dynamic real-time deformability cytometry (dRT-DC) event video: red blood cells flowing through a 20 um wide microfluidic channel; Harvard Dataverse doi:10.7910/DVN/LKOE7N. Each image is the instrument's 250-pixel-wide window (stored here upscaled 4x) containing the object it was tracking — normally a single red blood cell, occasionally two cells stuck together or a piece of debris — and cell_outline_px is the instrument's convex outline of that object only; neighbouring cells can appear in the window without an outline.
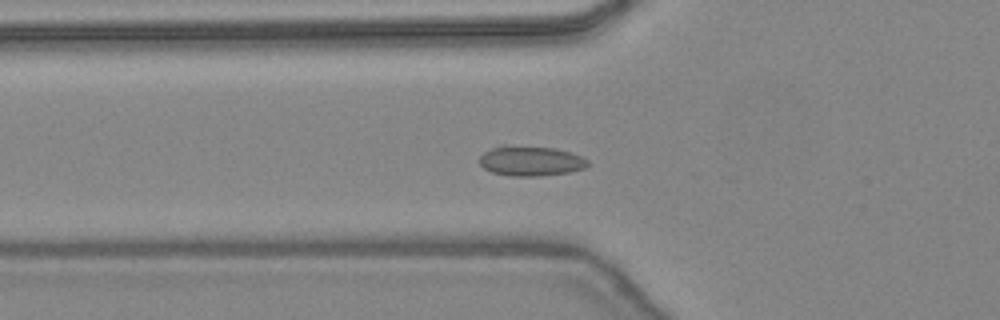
{"species": "common noctule bat (a hibernating species)", "species_latin": "Nyctalus noctula", "temperature_condition": "warm", "stored_images_in_passage": 6, "camera_frame_rate_fps": 3000, "um_per_image_px": 0.085, "animal": {"sex": "female", "body_mass_g": 24.6, "forearm_length_mm": 56.2}, "frame": {"image": 1, "passage_image": 2, "time_ms": 0.333, "image_size_px": [1000, 320], "cell_outline_px": [[588, 164], [584, 168], [568, 172], [540, 176], [512, 176], [492, 172], [484, 168], [480, 164], [480, 156], [484, 152], [492, 148], [504, 144], [556, 148], [572, 152], [588, 160]], "centroid_in_image_um": [45.1, 13.66], "position_along_channel_um": 80.7, "area_um2": 19.02}}
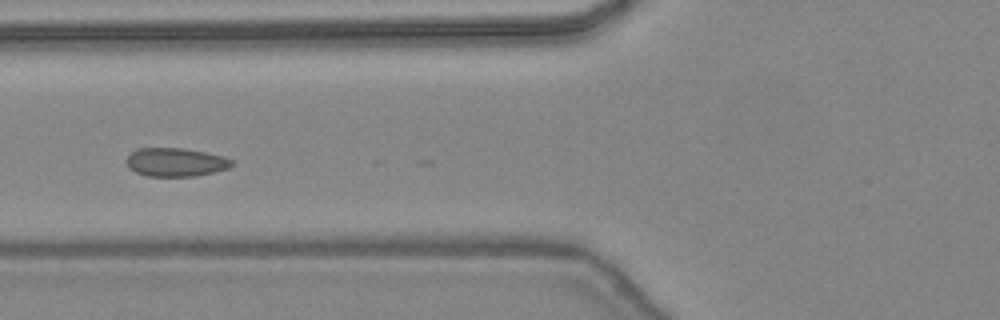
{"frame": {"image": 2, "passage_image": 4, "time_ms": 1.0, "image_size_px": [1000, 320], "cell_outline_px": [[232, 164], [228, 168], [196, 176], [148, 176], [136, 172], [128, 168], [124, 160], [136, 148], [184, 148], [224, 156], [232, 160]], "centroid_in_image_um": [14.88, 13.78], "position_along_channel_um": 110.9, "area_um2": 17.51}}